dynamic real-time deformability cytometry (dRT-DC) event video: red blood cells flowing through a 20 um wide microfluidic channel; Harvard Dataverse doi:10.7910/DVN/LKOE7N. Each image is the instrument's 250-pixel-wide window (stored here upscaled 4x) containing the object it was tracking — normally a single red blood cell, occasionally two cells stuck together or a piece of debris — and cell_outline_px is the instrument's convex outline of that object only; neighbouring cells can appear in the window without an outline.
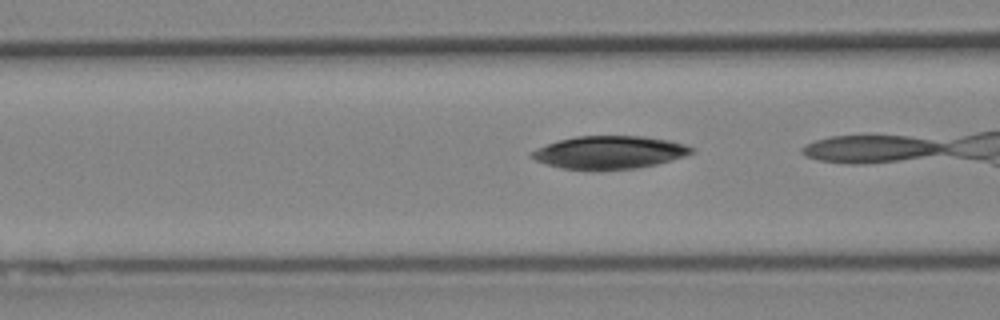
{"species": "Egyptian fruit bat (a non-hibernating species)", "species_latin": "Rousettus aegyptiacus", "temperature_condition": "cold", "stored_images_in_passage": 18, "camera_frame_rate_fps": 3000, "um_per_image_px": 0.085, "animal": {"sex": "female"}, "frame": {"image": 1, "passage_image": 10, "time_ms": 3.0, "image_size_px": [1000, 320], "cell_outline_px": [[696, 152], [672, 160], [656, 164], [636, 168], [560, 168], [544, 164], [528, 156], [528, 152], [536, 148], [560, 140], [576, 136], [644, 136], [668, 140], [684, 144], [696, 148]], "centroid_in_image_um": [51.81, 12.93], "position_along_channel_um": 114.8, "area_um2": 30.29}}